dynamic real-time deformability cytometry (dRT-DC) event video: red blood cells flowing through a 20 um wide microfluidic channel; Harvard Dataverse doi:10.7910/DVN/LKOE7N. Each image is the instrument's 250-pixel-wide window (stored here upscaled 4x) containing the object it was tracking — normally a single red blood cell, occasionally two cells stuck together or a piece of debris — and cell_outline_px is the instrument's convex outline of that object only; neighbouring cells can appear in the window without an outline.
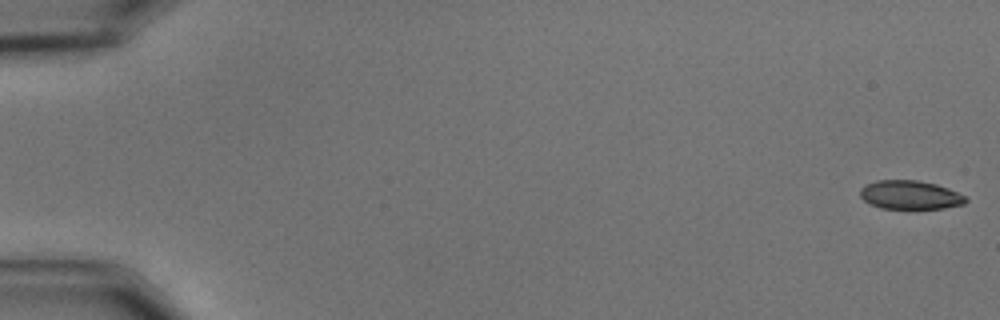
{"species": "common noctule bat (a hibernating species)", "species_latin": "Nyctalus noctula", "temperature_condition": "cold", "stored_images_in_passage": 58, "camera_frame_rate_fps": 3000, "um_per_image_px": 0.085, "animal": {"sex": "male", "body_mass_g": 15.6}, "frame": {"image": 1, "passage_image": 1, "time_ms": 0.0, "image_size_px": [1000, 320], "cell_outline_px": [[968, 200], [964, 204], [944, 208], [880, 208], [868, 204], [860, 196], [860, 188], [864, 184], [876, 180], [916, 180], [936, 184], [948, 188], [964, 196]], "centroid_in_image_um": [77.31, 16.56], "position_along_channel_um": 7.7, "area_um2": 17.69}}
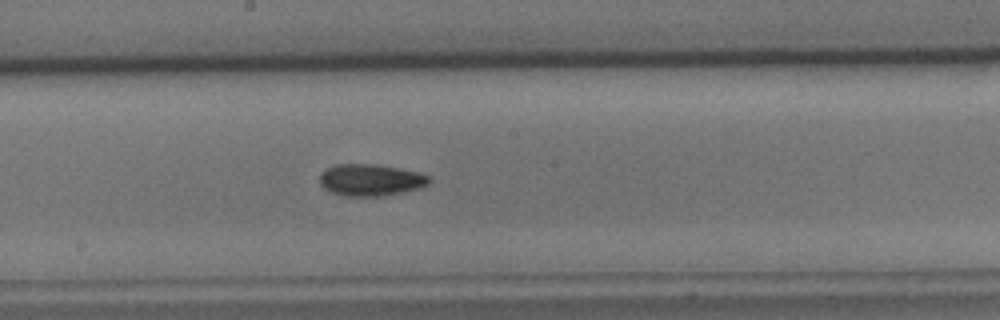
{"frame": {"image": 2, "passage_image": 32, "time_ms": 10.333, "image_size_px": [1000, 320], "cell_outline_px": [[432, 180], [428, 184], [420, 188], [384, 196], [344, 196], [332, 192], [324, 188], [320, 184], [320, 172], [336, 164], [376, 164], [400, 168], [416, 172], [428, 176]], "centroid_in_image_um": [31.5, 15.3], "position_along_channel_um": 216.7, "area_um2": 20.29}}
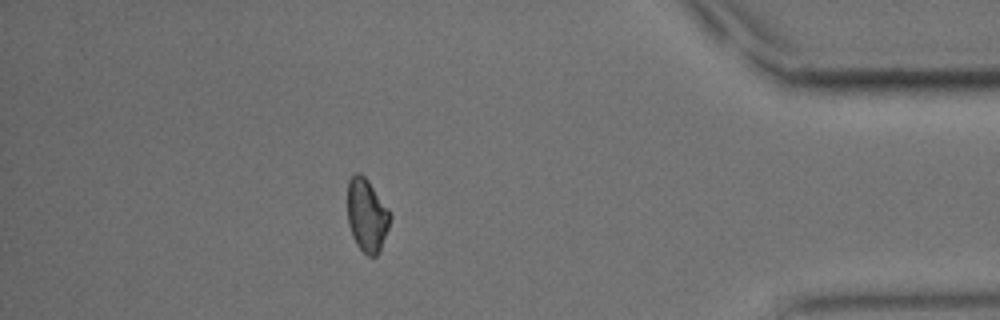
{"frame": {"image": 3, "passage_image": 51, "time_ms": 16.667, "image_size_px": [1000, 320], "cell_outline_px": [[392, 216], [380, 252], [376, 256], [368, 256], [356, 244], [352, 236], [348, 224], [348, 180], [356, 172], [360, 172], [368, 180]], "centroid_in_image_um": [31.18, 18.31], "position_along_channel_um": 404.0, "area_um2": 18.03}, "authors_computed_cell_mechanics": {"area_um2": 18.8139, "velocity_mm_per_s": 3.5364, "shape_relaxation_time_tau1_ms": 3.8367, "shape_relaxation_time_tau2_ms": null, "deformation_change_tau1": 0.1143, "deformation_change_tau2": null}}